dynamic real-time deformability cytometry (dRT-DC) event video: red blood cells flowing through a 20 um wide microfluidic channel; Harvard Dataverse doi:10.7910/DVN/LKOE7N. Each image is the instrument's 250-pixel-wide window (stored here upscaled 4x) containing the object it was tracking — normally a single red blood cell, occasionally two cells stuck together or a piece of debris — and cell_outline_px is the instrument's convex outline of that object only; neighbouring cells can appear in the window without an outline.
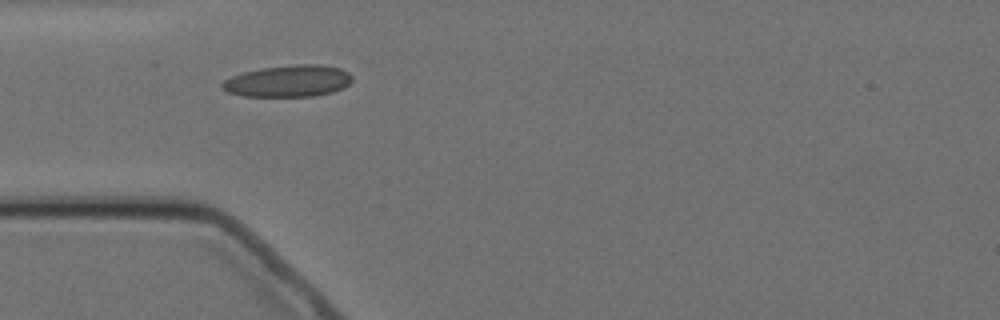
{"species": "Egyptian fruit bat (a non-hibernating species)", "species_latin": "Rousettus aegyptiacus", "temperature_condition": "cold", "stored_images_in_passage": 2, "camera_frame_rate_fps": 3000, "um_per_image_px": 0.085, "animal": {"sex": "female"}, "frame": {"image": 1, "passage_image": 1, "time_ms": 0.0, "image_size_px": [1000, 320], "cell_outline_px": [[352, 80], [344, 88], [332, 92], [312, 96], [240, 96], [228, 92], [220, 88], [220, 84], [224, 80], [232, 76], [244, 72], [260, 68], [296, 64], [320, 64], [340, 68], [348, 72], [352, 76]], "centroid_in_image_um": [24.49, 6.88], "position_along_channel_um": 60.5, "area_um2": 24.16}}
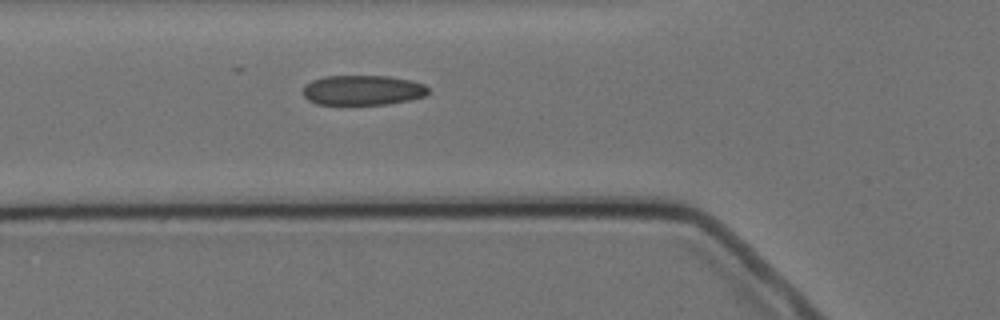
{"frame": {"image": 2, "passage_image": 2, "time_ms": 1.0, "image_size_px": [1000, 320], "cell_outline_px": [[428, 92], [424, 96], [412, 100], [388, 104], [316, 104], [308, 100], [304, 96], [304, 84], [312, 80], [324, 76], [388, 76], [412, 80], [424, 84], [428, 88]], "centroid_in_image_um": [30.84, 7.66], "position_along_channel_um": 95.0, "area_um2": 21.96}}